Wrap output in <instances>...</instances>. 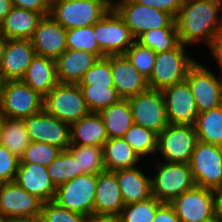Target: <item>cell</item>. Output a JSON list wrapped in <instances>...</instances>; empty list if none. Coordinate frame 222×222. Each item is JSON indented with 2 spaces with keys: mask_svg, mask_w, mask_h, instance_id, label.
I'll return each mask as SVG.
<instances>
[{
  "mask_svg": "<svg viewBox=\"0 0 222 222\" xmlns=\"http://www.w3.org/2000/svg\"><path fill=\"white\" fill-rule=\"evenodd\" d=\"M66 34L67 30L48 15L39 22L30 40L37 55L56 60L67 50Z\"/></svg>",
  "mask_w": 222,
  "mask_h": 222,
  "instance_id": "obj_19",
  "label": "cell"
},
{
  "mask_svg": "<svg viewBox=\"0 0 222 222\" xmlns=\"http://www.w3.org/2000/svg\"><path fill=\"white\" fill-rule=\"evenodd\" d=\"M136 42L150 48L156 54L171 51L180 44L177 27H164L144 32Z\"/></svg>",
  "mask_w": 222,
  "mask_h": 222,
  "instance_id": "obj_33",
  "label": "cell"
},
{
  "mask_svg": "<svg viewBox=\"0 0 222 222\" xmlns=\"http://www.w3.org/2000/svg\"><path fill=\"white\" fill-rule=\"evenodd\" d=\"M197 141L194 125L168 124L158 135L157 152L165 162L189 164Z\"/></svg>",
  "mask_w": 222,
  "mask_h": 222,
  "instance_id": "obj_11",
  "label": "cell"
},
{
  "mask_svg": "<svg viewBox=\"0 0 222 222\" xmlns=\"http://www.w3.org/2000/svg\"><path fill=\"white\" fill-rule=\"evenodd\" d=\"M221 12L220 5L207 0H184L175 18L180 43L189 46L200 41L209 47L222 31Z\"/></svg>",
  "mask_w": 222,
  "mask_h": 222,
  "instance_id": "obj_1",
  "label": "cell"
},
{
  "mask_svg": "<svg viewBox=\"0 0 222 222\" xmlns=\"http://www.w3.org/2000/svg\"><path fill=\"white\" fill-rule=\"evenodd\" d=\"M213 57L217 60L220 65V76L222 77V31L215 37L211 45L208 47Z\"/></svg>",
  "mask_w": 222,
  "mask_h": 222,
  "instance_id": "obj_47",
  "label": "cell"
},
{
  "mask_svg": "<svg viewBox=\"0 0 222 222\" xmlns=\"http://www.w3.org/2000/svg\"><path fill=\"white\" fill-rule=\"evenodd\" d=\"M47 170L56 188L78 175H82V171H78L77 161L68 149L62 150L57 158L47 166Z\"/></svg>",
  "mask_w": 222,
  "mask_h": 222,
  "instance_id": "obj_35",
  "label": "cell"
},
{
  "mask_svg": "<svg viewBox=\"0 0 222 222\" xmlns=\"http://www.w3.org/2000/svg\"><path fill=\"white\" fill-rule=\"evenodd\" d=\"M188 46L180 43L175 49L156 54L155 65L148 79L150 89L162 90L186 79L188 70L197 62L186 54Z\"/></svg>",
  "mask_w": 222,
  "mask_h": 222,
  "instance_id": "obj_6",
  "label": "cell"
},
{
  "mask_svg": "<svg viewBox=\"0 0 222 222\" xmlns=\"http://www.w3.org/2000/svg\"><path fill=\"white\" fill-rule=\"evenodd\" d=\"M2 133H3V116L0 115V145L2 140Z\"/></svg>",
  "mask_w": 222,
  "mask_h": 222,
  "instance_id": "obj_53",
  "label": "cell"
},
{
  "mask_svg": "<svg viewBox=\"0 0 222 222\" xmlns=\"http://www.w3.org/2000/svg\"><path fill=\"white\" fill-rule=\"evenodd\" d=\"M71 144L81 146H101L109 139L102 116L90 112L77 122L70 125Z\"/></svg>",
  "mask_w": 222,
  "mask_h": 222,
  "instance_id": "obj_27",
  "label": "cell"
},
{
  "mask_svg": "<svg viewBox=\"0 0 222 222\" xmlns=\"http://www.w3.org/2000/svg\"><path fill=\"white\" fill-rule=\"evenodd\" d=\"M13 7L41 13L44 17L50 14V4L47 0H11Z\"/></svg>",
  "mask_w": 222,
  "mask_h": 222,
  "instance_id": "obj_45",
  "label": "cell"
},
{
  "mask_svg": "<svg viewBox=\"0 0 222 222\" xmlns=\"http://www.w3.org/2000/svg\"><path fill=\"white\" fill-rule=\"evenodd\" d=\"M111 72L121 99H129L149 89L145 78L124 54L111 55Z\"/></svg>",
  "mask_w": 222,
  "mask_h": 222,
  "instance_id": "obj_20",
  "label": "cell"
},
{
  "mask_svg": "<svg viewBox=\"0 0 222 222\" xmlns=\"http://www.w3.org/2000/svg\"><path fill=\"white\" fill-rule=\"evenodd\" d=\"M86 222H122L120 215H92Z\"/></svg>",
  "mask_w": 222,
  "mask_h": 222,
  "instance_id": "obj_48",
  "label": "cell"
},
{
  "mask_svg": "<svg viewBox=\"0 0 222 222\" xmlns=\"http://www.w3.org/2000/svg\"><path fill=\"white\" fill-rule=\"evenodd\" d=\"M207 222H222V219L218 218V217H214L213 219H211V220H209Z\"/></svg>",
  "mask_w": 222,
  "mask_h": 222,
  "instance_id": "obj_55",
  "label": "cell"
},
{
  "mask_svg": "<svg viewBox=\"0 0 222 222\" xmlns=\"http://www.w3.org/2000/svg\"><path fill=\"white\" fill-rule=\"evenodd\" d=\"M67 49L82 50L97 55L99 58L106 55L100 50L95 39L94 25L68 29L66 34Z\"/></svg>",
  "mask_w": 222,
  "mask_h": 222,
  "instance_id": "obj_37",
  "label": "cell"
},
{
  "mask_svg": "<svg viewBox=\"0 0 222 222\" xmlns=\"http://www.w3.org/2000/svg\"><path fill=\"white\" fill-rule=\"evenodd\" d=\"M214 191L215 217L222 219V186Z\"/></svg>",
  "mask_w": 222,
  "mask_h": 222,
  "instance_id": "obj_49",
  "label": "cell"
},
{
  "mask_svg": "<svg viewBox=\"0 0 222 222\" xmlns=\"http://www.w3.org/2000/svg\"><path fill=\"white\" fill-rule=\"evenodd\" d=\"M99 60L95 54L67 49L56 59L57 79L60 84H79L84 74Z\"/></svg>",
  "mask_w": 222,
  "mask_h": 222,
  "instance_id": "obj_23",
  "label": "cell"
},
{
  "mask_svg": "<svg viewBox=\"0 0 222 222\" xmlns=\"http://www.w3.org/2000/svg\"><path fill=\"white\" fill-rule=\"evenodd\" d=\"M40 216L44 222H86L83 214L69 211L54 201L43 202Z\"/></svg>",
  "mask_w": 222,
  "mask_h": 222,
  "instance_id": "obj_42",
  "label": "cell"
},
{
  "mask_svg": "<svg viewBox=\"0 0 222 222\" xmlns=\"http://www.w3.org/2000/svg\"><path fill=\"white\" fill-rule=\"evenodd\" d=\"M102 1H105L109 5V0H102Z\"/></svg>",
  "mask_w": 222,
  "mask_h": 222,
  "instance_id": "obj_59",
  "label": "cell"
},
{
  "mask_svg": "<svg viewBox=\"0 0 222 222\" xmlns=\"http://www.w3.org/2000/svg\"><path fill=\"white\" fill-rule=\"evenodd\" d=\"M43 201L15 182L0 183V215L6 218L40 216Z\"/></svg>",
  "mask_w": 222,
  "mask_h": 222,
  "instance_id": "obj_17",
  "label": "cell"
},
{
  "mask_svg": "<svg viewBox=\"0 0 222 222\" xmlns=\"http://www.w3.org/2000/svg\"><path fill=\"white\" fill-rule=\"evenodd\" d=\"M78 85L114 87L111 72V55L99 60L84 74Z\"/></svg>",
  "mask_w": 222,
  "mask_h": 222,
  "instance_id": "obj_40",
  "label": "cell"
},
{
  "mask_svg": "<svg viewBox=\"0 0 222 222\" xmlns=\"http://www.w3.org/2000/svg\"><path fill=\"white\" fill-rule=\"evenodd\" d=\"M151 178L152 195L162 203H171L183 192L196 186L188 163L163 162Z\"/></svg>",
  "mask_w": 222,
  "mask_h": 222,
  "instance_id": "obj_5",
  "label": "cell"
},
{
  "mask_svg": "<svg viewBox=\"0 0 222 222\" xmlns=\"http://www.w3.org/2000/svg\"><path fill=\"white\" fill-rule=\"evenodd\" d=\"M14 182L43 202L53 201L56 187L51 181L47 167L36 163H19Z\"/></svg>",
  "mask_w": 222,
  "mask_h": 222,
  "instance_id": "obj_21",
  "label": "cell"
},
{
  "mask_svg": "<svg viewBox=\"0 0 222 222\" xmlns=\"http://www.w3.org/2000/svg\"><path fill=\"white\" fill-rule=\"evenodd\" d=\"M21 81L44 97L59 83L56 60L36 54Z\"/></svg>",
  "mask_w": 222,
  "mask_h": 222,
  "instance_id": "obj_26",
  "label": "cell"
},
{
  "mask_svg": "<svg viewBox=\"0 0 222 222\" xmlns=\"http://www.w3.org/2000/svg\"><path fill=\"white\" fill-rule=\"evenodd\" d=\"M169 124L195 125L199 114L186 80L161 90Z\"/></svg>",
  "mask_w": 222,
  "mask_h": 222,
  "instance_id": "obj_16",
  "label": "cell"
},
{
  "mask_svg": "<svg viewBox=\"0 0 222 222\" xmlns=\"http://www.w3.org/2000/svg\"><path fill=\"white\" fill-rule=\"evenodd\" d=\"M9 222H44L41 216H25L9 218Z\"/></svg>",
  "mask_w": 222,
  "mask_h": 222,
  "instance_id": "obj_51",
  "label": "cell"
},
{
  "mask_svg": "<svg viewBox=\"0 0 222 222\" xmlns=\"http://www.w3.org/2000/svg\"><path fill=\"white\" fill-rule=\"evenodd\" d=\"M153 222H181L170 203H162L155 215Z\"/></svg>",
  "mask_w": 222,
  "mask_h": 222,
  "instance_id": "obj_46",
  "label": "cell"
},
{
  "mask_svg": "<svg viewBox=\"0 0 222 222\" xmlns=\"http://www.w3.org/2000/svg\"><path fill=\"white\" fill-rule=\"evenodd\" d=\"M114 5H115V1H114V0H109V6H110L111 8H113Z\"/></svg>",
  "mask_w": 222,
  "mask_h": 222,
  "instance_id": "obj_57",
  "label": "cell"
},
{
  "mask_svg": "<svg viewBox=\"0 0 222 222\" xmlns=\"http://www.w3.org/2000/svg\"><path fill=\"white\" fill-rule=\"evenodd\" d=\"M135 2L169 13L174 19L177 17L184 0H134Z\"/></svg>",
  "mask_w": 222,
  "mask_h": 222,
  "instance_id": "obj_44",
  "label": "cell"
},
{
  "mask_svg": "<svg viewBox=\"0 0 222 222\" xmlns=\"http://www.w3.org/2000/svg\"><path fill=\"white\" fill-rule=\"evenodd\" d=\"M43 96L21 80L0 82V115L24 119L43 110Z\"/></svg>",
  "mask_w": 222,
  "mask_h": 222,
  "instance_id": "obj_4",
  "label": "cell"
},
{
  "mask_svg": "<svg viewBox=\"0 0 222 222\" xmlns=\"http://www.w3.org/2000/svg\"><path fill=\"white\" fill-rule=\"evenodd\" d=\"M134 167L115 171L122 200L125 205L152 197L151 177Z\"/></svg>",
  "mask_w": 222,
  "mask_h": 222,
  "instance_id": "obj_24",
  "label": "cell"
},
{
  "mask_svg": "<svg viewBox=\"0 0 222 222\" xmlns=\"http://www.w3.org/2000/svg\"><path fill=\"white\" fill-rule=\"evenodd\" d=\"M32 142H43L66 150L71 144L70 124L48 114L44 109L24 118Z\"/></svg>",
  "mask_w": 222,
  "mask_h": 222,
  "instance_id": "obj_15",
  "label": "cell"
},
{
  "mask_svg": "<svg viewBox=\"0 0 222 222\" xmlns=\"http://www.w3.org/2000/svg\"><path fill=\"white\" fill-rule=\"evenodd\" d=\"M127 100L135 124L149 129L158 135L169 124L161 90L149 88Z\"/></svg>",
  "mask_w": 222,
  "mask_h": 222,
  "instance_id": "obj_12",
  "label": "cell"
},
{
  "mask_svg": "<svg viewBox=\"0 0 222 222\" xmlns=\"http://www.w3.org/2000/svg\"><path fill=\"white\" fill-rule=\"evenodd\" d=\"M35 55L31 40L7 39L0 65V82L21 80Z\"/></svg>",
  "mask_w": 222,
  "mask_h": 222,
  "instance_id": "obj_18",
  "label": "cell"
},
{
  "mask_svg": "<svg viewBox=\"0 0 222 222\" xmlns=\"http://www.w3.org/2000/svg\"><path fill=\"white\" fill-rule=\"evenodd\" d=\"M99 114L104 121L108 138L124 137L125 133L134 124L127 99H121L117 103L102 109Z\"/></svg>",
  "mask_w": 222,
  "mask_h": 222,
  "instance_id": "obj_29",
  "label": "cell"
},
{
  "mask_svg": "<svg viewBox=\"0 0 222 222\" xmlns=\"http://www.w3.org/2000/svg\"><path fill=\"white\" fill-rule=\"evenodd\" d=\"M43 109L70 125L90 113L78 84L58 83L44 96Z\"/></svg>",
  "mask_w": 222,
  "mask_h": 222,
  "instance_id": "obj_3",
  "label": "cell"
},
{
  "mask_svg": "<svg viewBox=\"0 0 222 222\" xmlns=\"http://www.w3.org/2000/svg\"><path fill=\"white\" fill-rule=\"evenodd\" d=\"M20 159L0 145V183L14 182Z\"/></svg>",
  "mask_w": 222,
  "mask_h": 222,
  "instance_id": "obj_43",
  "label": "cell"
},
{
  "mask_svg": "<svg viewBox=\"0 0 222 222\" xmlns=\"http://www.w3.org/2000/svg\"><path fill=\"white\" fill-rule=\"evenodd\" d=\"M181 222H207L215 217L214 191L195 186L171 203Z\"/></svg>",
  "mask_w": 222,
  "mask_h": 222,
  "instance_id": "obj_14",
  "label": "cell"
},
{
  "mask_svg": "<svg viewBox=\"0 0 222 222\" xmlns=\"http://www.w3.org/2000/svg\"><path fill=\"white\" fill-rule=\"evenodd\" d=\"M79 86L82 89L86 105L90 112L99 113L102 109L121 100L114 87L95 85Z\"/></svg>",
  "mask_w": 222,
  "mask_h": 222,
  "instance_id": "obj_36",
  "label": "cell"
},
{
  "mask_svg": "<svg viewBox=\"0 0 222 222\" xmlns=\"http://www.w3.org/2000/svg\"><path fill=\"white\" fill-rule=\"evenodd\" d=\"M43 15L13 7L0 23V33L7 39H31Z\"/></svg>",
  "mask_w": 222,
  "mask_h": 222,
  "instance_id": "obj_25",
  "label": "cell"
},
{
  "mask_svg": "<svg viewBox=\"0 0 222 222\" xmlns=\"http://www.w3.org/2000/svg\"><path fill=\"white\" fill-rule=\"evenodd\" d=\"M103 148L104 166L108 171L134 168L141 160L123 137L109 138Z\"/></svg>",
  "mask_w": 222,
  "mask_h": 222,
  "instance_id": "obj_28",
  "label": "cell"
},
{
  "mask_svg": "<svg viewBox=\"0 0 222 222\" xmlns=\"http://www.w3.org/2000/svg\"><path fill=\"white\" fill-rule=\"evenodd\" d=\"M124 55L145 78H150L156 60V53L153 50L135 42Z\"/></svg>",
  "mask_w": 222,
  "mask_h": 222,
  "instance_id": "obj_41",
  "label": "cell"
},
{
  "mask_svg": "<svg viewBox=\"0 0 222 222\" xmlns=\"http://www.w3.org/2000/svg\"><path fill=\"white\" fill-rule=\"evenodd\" d=\"M97 175L82 174L56 188L54 202L69 211L94 215Z\"/></svg>",
  "mask_w": 222,
  "mask_h": 222,
  "instance_id": "obj_8",
  "label": "cell"
},
{
  "mask_svg": "<svg viewBox=\"0 0 222 222\" xmlns=\"http://www.w3.org/2000/svg\"><path fill=\"white\" fill-rule=\"evenodd\" d=\"M189 165L196 186L212 190L222 186V146L198 140Z\"/></svg>",
  "mask_w": 222,
  "mask_h": 222,
  "instance_id": "obj_9",
  "label": "cell"
},
{
  "mask_svg": "<svg viewBox=\"0 0 222 222\" xmlns=\"http://www.w3.org/2000/svg\"><path fill=\"white\" fill-rule=\"evenodd\" d=\"M12 8L13 4L11 0H0V23Z\"/></svg>",
  "mask_w": 222,
  "mask_h": 222,
  "instance_id": "obj_50",
  "label": "cell"
},
{
  "mask_svg": "<svg viewBox=\"0 0 222 222\" xmlns=\"http://www.w3.org/2000/svg\"><path fill=\"white\" fill-rule=\"evenodd\" d=\"M7 38L0 33V65L4 55Z\"/></svg>",
  "mask_w": 222,
  "mask_h": 222,
  "instance_id": "obj_52",
  "label": "cell"
},
{
  "mask_svg": "<svg viewBox=\"0 0 222 222\" xmlns=\"http://www.w3.org/2000/svg\"><path fill=\"white\" fill-rule=\"evenodd\" d=\"M207 1L218 4L222 7V0H207Z\"/></svg>",
  "mask_w": 222,
  "mask_h": 222,
  "instance_id": "obj_54",
  "label": "cell"
},
{
  "mask_svg": "<svg viewBox=\"0 0 222 222\" xmlns=\"http://www.w3.org/2000/svg\"><path fill=\"white\" fill-rule=\"evenodd\" d=\"M162 204L154 196L148 200L127 204L120 217L122 222H153L159 206Z\"/></svg>",
  "mask_w": 222,
  "mask_h": 222,
  "instance_id": "obj_38",
  "label": "cell"
},
{
  "mask_svg": "<svg viewBox=\"0 0 222 222\" xmlns=\"http://www.w3.org/2000/svg\"><path fill=\"white\" fill-rule=\"evenodd\" d=\"M95 39L106 55L124 54L136 39L114 8L94 24Z\"/></svg>",
  "mask_w": 222,
  "mask_h": 222,
  "instance_id": "obj_10",
  "label": "cell"
},
{
  "mask_svg": "<svg viewBox=\"0 0 222 222\" xmlns=\"http://www.w3.org/2000/svg\"><path fill=\"white\" fill-rule=\"evenodd\" d=\"M58 0H47V2L51 5L52 3L56 2Z\"/></svg>",
  "mask_w": 222,
  "mask_h": 222,
  "instance_id": "obj_58",
  "label": "cell"
},
{
  "mask_svg": "<svg viewBox=\"0 0 222 222\" xmlns=\"http://www.w3.org/2000/svg\"><path fill=\"white\" fill-rule=\"evenodd\" d=\"M62 150L43 142H31L20 157V163H36L47 167Z\"/></svg>",
  "mask_w": 222,
  "mask_h": 222,
  "instance_id": "obj_39",
  "label": "cell"
},
{
  "mask_svg": "<svg viewBox=\"0 0 222 222\" xmlns=\"http://www.w3.org/2000/svg\"><path fill=\"white\" fill-rule=\"evenodd\" d=\"M123 138L140 158L153 155L158 150V134L135 123Z\"/></svg>",
  "mask_w": 222,
  "mask_h": 222,
  "instance_id": "obj_34",
  "label": "cell"
},
{
  "mask_svg": "<svg viewBox=\"0 0 222 222\" xmlns=\"http://www.w3.org/2000/svg\"><path fill=\"white\" fill-rule=\"evenodd\" d=\"M111 9L102 0H58L50 6V16L66 30L94 25Z\"/></svg>",
  "mask_w": 222,
  "mask_h": 222,
  "instance_id": "obj_2",
  "label": "cell"
},
{
  "mask_svg": "<svg viewBox=\"0 0 222 222\" xmlns=\"http://www.w3.org/2000/svg\"><path fill=\"white\" fill-rule=\"evenodd\" d=\"M113 8L123 18L135 39L153 29L176 27V21L169 13L134 0H115Z\"/></svg>",
  "mask_w": 222,
  "mask_h": 222,
  "instance_id": "obj_7",
  "label": "cell"
},
{
  "mask_svg": "<svg viewBox=\"0 0 222 222\" xmlns=\"http://www.w3.org/2000/svg\"><path fill=\"white\" fill-rule=\"evenodd\" d=\"M219 77L198 61L188 70L185 80L199 113L222 105V77Z\"/></svg>",
  "mask_w": 222,
  "mask_h": 222,
  "instance_id": "obj_13",
  "label": "cell"
},
{
  "mask_svg": "<svg viewBox=\"0 0 222 222\" xmlns=\"http://www.w3.org/2000/svg\"><path fill=\"white\" fill-rule=\"evenodd\" d=\"M125 206L115 171H102L97 175L94 214L120 215Z\"/></svg>",
  "mask_w": 222,
  "mask_h": 222,
  "instance_id": "obj_22",
  "label": "cell"
},
{
  "mask_svg": "<svg viewBox=\"0 0 222 222\" xmlns=\"http://www.w3.org/2000/svg\"><path fill=\"white\" fill-rule=\"evenodd\" d=\"M31 142L24 119L3 117L2 146L20 159Z\"/></svg>",
  "mask_w": 222,
  "mask_h": 222,
  "instance_id": "obj_30",
  "label": "cell"
},
{
  "mask_svg": "<svg viewBox=\"0 0 222 222\" xmlns=\"http://www.w3.org/2000/svg\"><path fill=\"white\" fill-rule=\"evenodd\" d=\"M194 126L199 141L222 146V105L199 113Z\"/></svg>",
  "mask_w": 222,
  "mask_h": 222,
  "instance_id": "obj_31",
  "label": "cell"
},
{
  "mask_svg": "<svg viewBox=\"0 0 222 222\" xmlns=\"http://www.w3.org/2000/svg\"><path fill=\"white\" fill-rule=\"evenodd\" d=\"M0 222H9V218L0 215Z\"/></svg>",
  "mask_w": 222,
  "mask_h": 222,
  "instance_id": "obj_56",
  "label": "cell"
},
{
  "mask_svg": "<svg viewBox=\"0 0 222 222\" xmlns=\"http://www.w3.org/2000/svg\"><path fill=\"white\" fill-rule=\"evenodd\" d=\"M68 150L73 154L77 161L78 171H82V174L98 175L106 170L103 147L70 145Z\"/></svg>",
  "mask_w": 222,
  "mask_h": 222,
  "instance_id": "obj_32",
  "label": "cell"
}]
</instances>
